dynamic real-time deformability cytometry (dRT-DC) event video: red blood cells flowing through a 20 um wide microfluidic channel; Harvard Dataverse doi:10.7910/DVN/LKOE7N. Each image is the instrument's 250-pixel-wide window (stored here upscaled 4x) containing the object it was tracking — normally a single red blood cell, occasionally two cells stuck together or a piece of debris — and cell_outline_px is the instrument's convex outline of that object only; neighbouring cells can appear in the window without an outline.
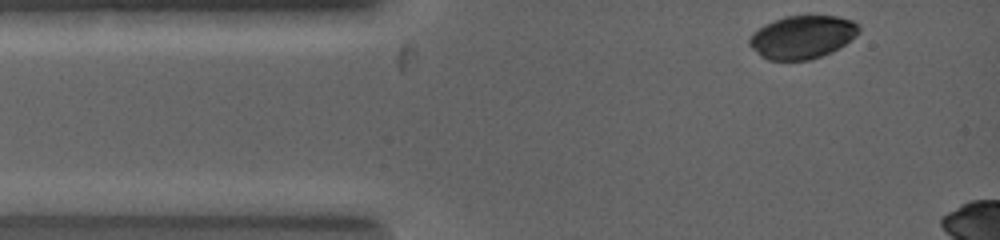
{"species": "common noctule bat (a hibernating species)", "species_latin": "Nyctalus noctula", "temperature_condition": "warm", "stored_images_in_passage": 3, "camera_frame_rate_fps": 5000, "um_per_image_px": 0.085, "animal": {"sex": "female", "body_mass_g": 19.0, "forearm_length_mm": 53.3}, "frame": {"image": 1, "passage_image": 1, "time_ms": 0.0, "image_size_px": [1000, 240], "cell_outline_px": [[860, 32], [856, 36], [832, 52], [808, 60], [768, 60], [760, 56], [748, 44], [748, 40], [764, 24], [784, 16], [836, 16], [852, 20], [860, 28]], "centroid_in_image_um": [68.2, 3.15], "position_along_channel_um": 16.8, "area_um2": 27.28}}